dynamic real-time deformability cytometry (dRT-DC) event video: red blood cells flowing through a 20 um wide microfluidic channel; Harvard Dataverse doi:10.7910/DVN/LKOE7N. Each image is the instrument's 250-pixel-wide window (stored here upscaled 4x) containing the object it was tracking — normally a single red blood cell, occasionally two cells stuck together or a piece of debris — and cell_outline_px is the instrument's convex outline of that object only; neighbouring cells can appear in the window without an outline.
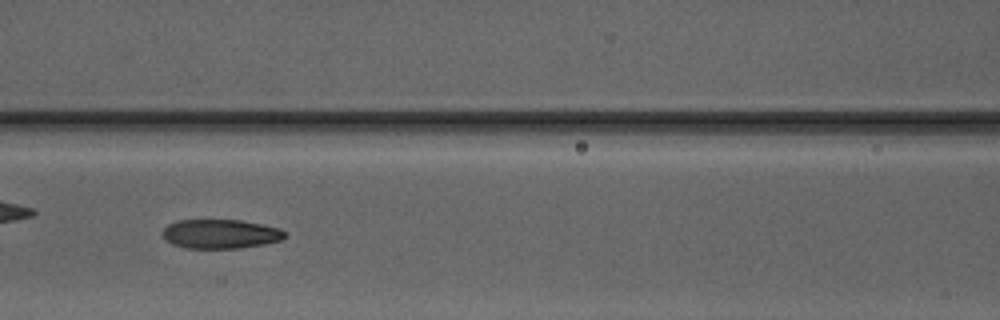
{"species": "Egyptian fruit bat (a non-hibernating species)", "species_latin": "Rousettus aegyptiacus", "temperature_condition": "warm", "stored_images_in_passage": 38, "camera_frame_rate_fps": 3000, "um_per_image_px": 0.085, "animal": {"sex": "male"}, "frame": {"image": 1, "passage_image": 12, "time_ms": 3.667, "image_size_px": [1000, 320], "cell_outline_px": [[288, 236], [284, 240], [264, 244], [240, 248], [184, 248], [172, 244], [164, 240], [160, 232], [168, 224], [176, 220], [240, 220], [264, 224], [280, 228], [288, 232]], "centroid_in_image_um": [18.76, 19.88], "position_along_channel_um": 147.8, "area_um2": 21.33}}
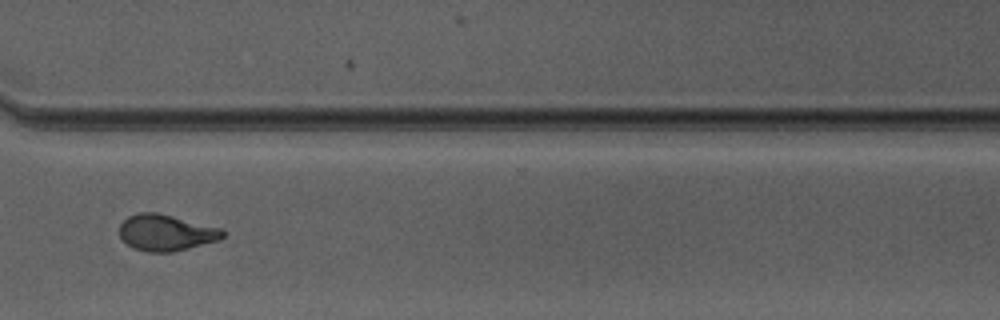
{"frame": {"image": 2, "passage_image": 27, "time_ms": 8.667, "image_size_px": [1000, 320], "cell_outline_px": [[224, 236], [220, 240], [172, 252], [148, 252], [132, 248], [120, 236], [120, 224], [128, 216], [136, 212], [156, 212], [220, 228], [224, 232]], "centroid_in_image_um": [14.09, 19.78], "position_along_channel_um": 356.5, "area_um2": 21.68}}